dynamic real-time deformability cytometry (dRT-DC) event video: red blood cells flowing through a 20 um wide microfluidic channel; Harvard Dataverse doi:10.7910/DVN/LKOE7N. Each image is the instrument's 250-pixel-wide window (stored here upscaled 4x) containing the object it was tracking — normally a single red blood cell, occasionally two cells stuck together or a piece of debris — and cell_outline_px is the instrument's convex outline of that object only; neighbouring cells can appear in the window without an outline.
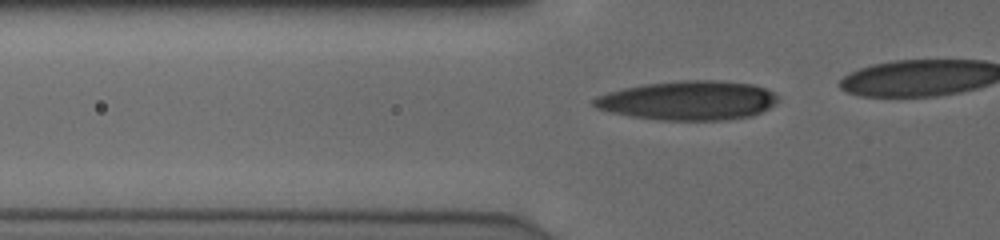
{"species": "human", "species_latin": "Homo sapiens", "temperature_condition": "cold", "stored_images_in_passage": 18, "camera_frame_rate_fps": 3000, "um_per_image_px": 0.085, "donor": {"sex": "male"}, "frame": {"image": 1, "passage_image": 8, "time_ms": 2.333, "image_size_px": [1000, 240], "cell_outline_px": [[780, 100], [776, 104], [752, 116], [724, 120], [660, 120], [628, 116], [596, 108], [592, 104], [592, 100], [596, 96], [608, 92], [624, 88], [648, 84], [684, 80], [716, 80], [752, 84], [764, 88], [772, 92]], "centroid_in_image_um": [58.5, 8.55], "position_along_channel_um": 67.3, "area_um2": 41.96}}
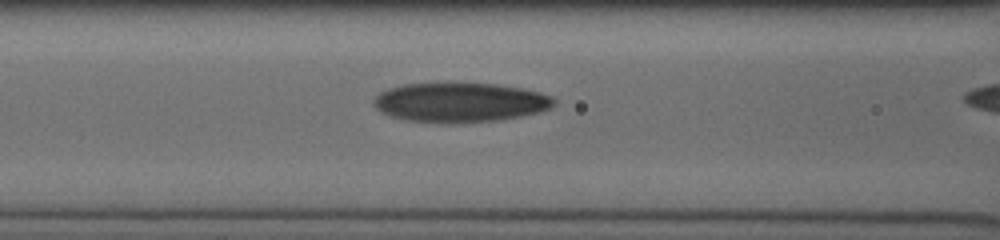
{"frame": {"image": 2, "passage_image": 13, "time_ms": 4.0, "image_size_px": [1000, 240], "cell_outline_px": [[556, 104], [540, 112], [500, 120], [452, 124], [448, 124], [404, 120], [380, 112], [372, 104], [372, 100], [380, 92], [404, 84], [496, 84], [520, 88], [540, 92], [552, 96], [556, 100]], "centroid_in_image_um": [39.11, 8.73], "position_along_channel_um": 127.5, "area_um2": 41.5}}
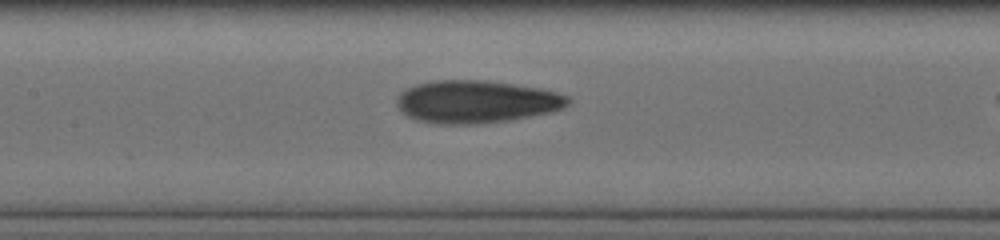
{"frame": {"image": 3, "passage_image": 16, "time_ms": 5.0, "image_size_px": [1000, 240], "cell_outline_px": [[572, 100], [564, 108], [552, 112], [508, 120], [468, 124], [440, 124], [416, 120], [408, 116], [396, 104], [396, 100], [400, 92], [416, 84], [436, 80], [484, 80], [540, 88], [556, 92], [568, 96]], "centroid_in_image_um": [40.5, 8.64], "position_along_channel_um": 166.9, "area_um2": 42.37}}